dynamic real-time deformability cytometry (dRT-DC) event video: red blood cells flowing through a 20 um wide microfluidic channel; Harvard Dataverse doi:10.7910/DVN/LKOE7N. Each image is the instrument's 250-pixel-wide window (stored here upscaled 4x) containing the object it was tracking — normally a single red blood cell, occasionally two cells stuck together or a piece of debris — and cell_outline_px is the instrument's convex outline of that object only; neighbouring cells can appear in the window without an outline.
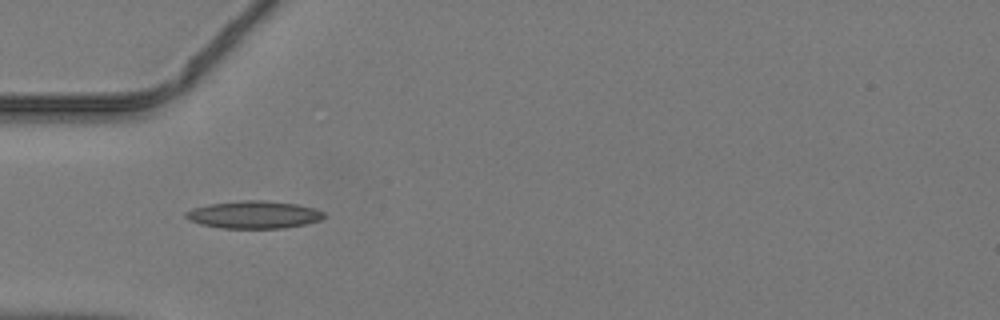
{"species": "common noctule bat (a hibernating species)", "species_latin": "Nyctalus noctula", "temperature_condition": "warm", "stored_images_in_passage": 35, "camera_frame_rate_fps": 3000, "um_per_image_px": 0.085, "animal": {"sex": "male", "body_mass_g": 19.2, "forearm_length_mm": 51.8}, "frame": {"image": 1, "passage_image": 3, "time_ms": 0.667, "image_size_px": [1000, 320], "cell_outline_px": [[324, 216], [320, 220], [304, 224], [284, 228], [220, 228], [200, 224], [188, 220], [184, 216], [184, 212], [192, 208], [208, 204], [244, 200], [264, 200], [296, 204], [312, 208], [324, 212]], "centroid_in_image_um": [21.51, 18.25], "position_along_channel_um": 63.5, "area_um2": 22.14}}
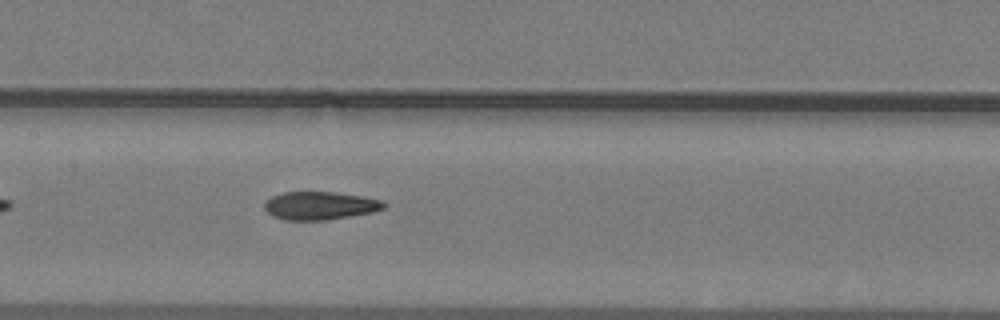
{"frame": {"image": 2, "passage_image": 11, "time_ms": 3.333, "image_size_px": [1000, 320], "cell_outline_px": [[388, 204], [384, 208], [376, 212], [328, 220], [284, 220], [272, 216], [264, 208], [264, 200], [272, 196], [284, 192], [336, 192], [384, 200]], "centroid_in_image_um": [27.22, 17.48], "position_along_channel_um": 180.2, "area_um2": 19.88}}
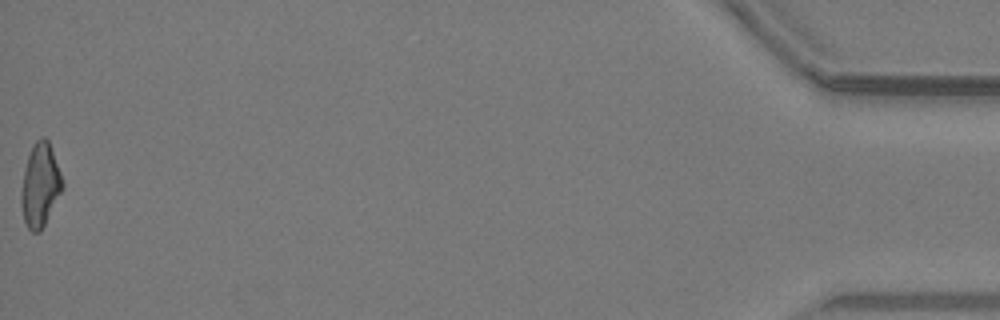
{"frame": {"image": 3, "passage_image": 35, "time_ms": 11.333, "image_size_px": [1000, 320], "cell_outline_px": [[64, 188], [40, 232], [32, 232], [28, 228], [24, 220], [20, 204], [20, 192], [24, 172], [28, 156], [32, 144], [40, 136], [44, 136], [48, 140], [60, 172], [64, 184]], "centroid_in_image_um": [3.41, 15.74], "position_along_channel_um": 431.8, "area_um2": 20.06}}